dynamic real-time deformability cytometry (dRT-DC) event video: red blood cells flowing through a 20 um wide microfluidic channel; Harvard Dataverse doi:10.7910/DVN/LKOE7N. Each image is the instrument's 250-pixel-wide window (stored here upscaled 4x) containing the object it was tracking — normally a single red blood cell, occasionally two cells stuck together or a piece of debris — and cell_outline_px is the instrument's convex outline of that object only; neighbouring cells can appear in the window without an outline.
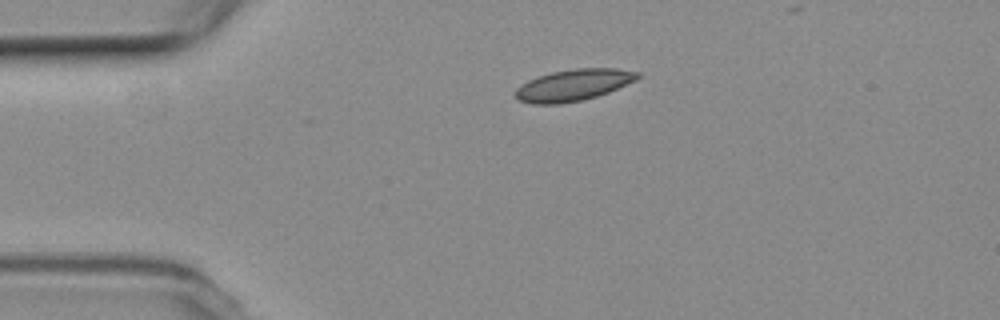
{"species": "common noctule bat (a hibernating species)", "species_latin": "Nyctalus noctula", "temperature_condition": "room temperature", "stored_images_in_passage": 36, "camera_frame_rate_fps": 3000, "um_per_image_px": 0.085, "animal": {"sex": "female", "body_mass_g": 19.3, "forearm_length_mm": 54.1}, "frame": {"image": 1, "passage_image": 1, "time_ms": 0.0, "image_size_px": [1000, 320], "cell_outline_px": [[640, 76], [636, 80], [608, 92], [596, 96], [580, 100], [560, 104], [532, 104], [520, 100], [512, 96], [516, 88], [520, 84], [536, 76], [552, 72], [576, 68], [616, 68], [640, 72]], "centroid_in_image_um": [48.69, 7.22], "position_along_channel_um": 36.3, "area_um2": 22.54}}
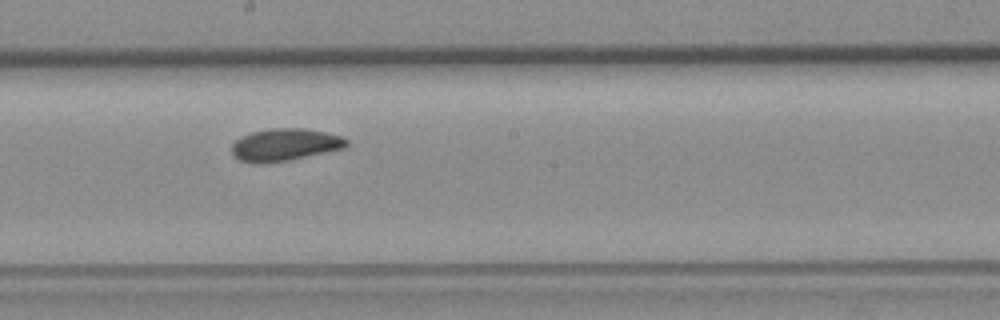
{"frame": {"image": 2, "passage_image": 19, "time_ms": 6.0, "image_size_px": [1000, 320], "cell_outline_px": [[348, 148], [288, 160], [260, 164], [256, 164], [240, 160], [232, 156], [232, 144], [240, 136], [252, 132], [268, 128], [304, 128], [344, 136], [348, 140]], "centroid_in_image_um": [24.23, 12.3], "position_along_channel_um": 224.0, "area_um2": 21.96}}
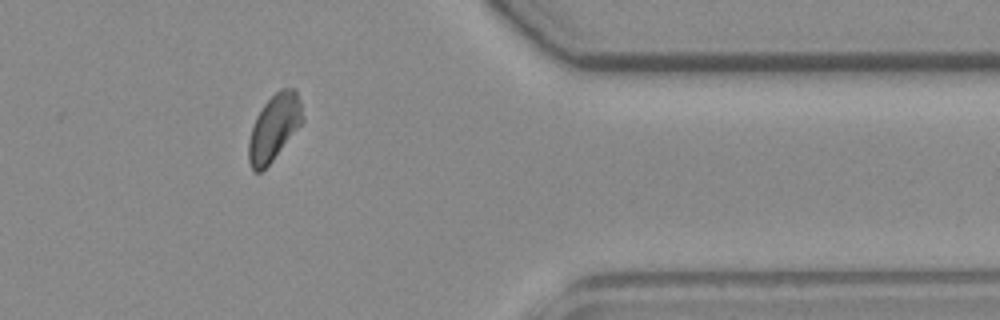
{"frame": {"image": 3, "passage_image": 34, "time_ms": 11.0, "image_size_px": [1000, 320], "cell_outline_px": [[304, 120], [272, 160], [260, 172], [256, 172], [252, 168], [248, 160], [248, 140], [256, 116], [264, 104], [280, 88], [296, 88], [300, 100]], "centroid_in_image_um": [23.3, 10.8], "position_along_channel_um": 388.1, "area_um2": 20.46}, "authors_computed_cell_mechanics": {"area_um2": 21.4149, "velocity_mm_per_s": 3.7135, "shape_relaxation_time_tau1_ms": 5.52, "shape_relaxation_time_tau2_ms": 6.2373, "deformation_change_tau1": 0.1095, "deformation_change_tau2": 0.0846}}